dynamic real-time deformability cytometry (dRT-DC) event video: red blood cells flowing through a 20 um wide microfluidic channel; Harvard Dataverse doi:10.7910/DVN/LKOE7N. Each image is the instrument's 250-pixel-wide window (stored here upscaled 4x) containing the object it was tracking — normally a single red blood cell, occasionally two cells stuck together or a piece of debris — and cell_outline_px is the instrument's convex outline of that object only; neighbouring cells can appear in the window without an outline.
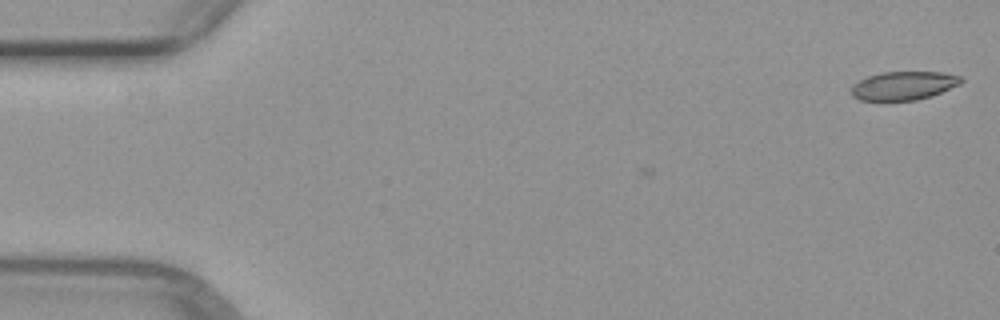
{"species": "common noctule bat (a hibernating species)", "species_latin": "Nyctalus noctula", "temperature_condition": "warm", "stored_images_in_passage": 5, "camera_frame_rate_fps": 3000, "um_per_image_px": 0.085, "animal": {"sex": "female", "body_mass_g": 29.2, "forearm_length_mm": 56.3}, "frame": {"image": 1, "passage_image": 1, "time_ms": 0.0, "image_size_px": [1000, 320], "cell_outline_px": [[964, 80], [960, 84], [932, 96], [916, 100], [860, 100], [852, 96], [852, 84], [868, 76], [880, 72], [940, 72], [960, 76]], "centroid_in_image_um": [76.81, 7.28], "position_along_channel_um": 8.2, "area_um2": 18.21}}
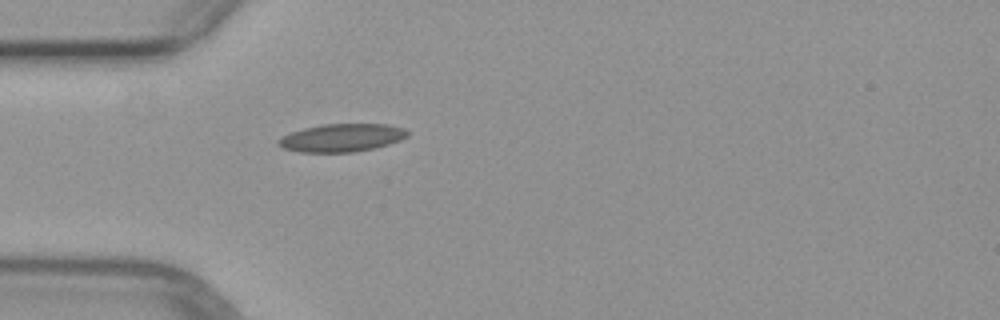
{"frame": {"image": 2, "passage_image": 5, "time_ms": 4.667, "image_size_px": [1000, 320], "cell_outline_px": [[408, 136], [400, 140], [376, 148], [352, 152], [300, 152], [284, 148], [276, 144], [276, 140], [292, 132], [304, 128], [324, 124], [388, 124], [404, 128], [408, 132]], "centroid_in_image_um": [29.06, 11.71], "position_along_channel_um": 55.9, "area_um2": 20.98}}